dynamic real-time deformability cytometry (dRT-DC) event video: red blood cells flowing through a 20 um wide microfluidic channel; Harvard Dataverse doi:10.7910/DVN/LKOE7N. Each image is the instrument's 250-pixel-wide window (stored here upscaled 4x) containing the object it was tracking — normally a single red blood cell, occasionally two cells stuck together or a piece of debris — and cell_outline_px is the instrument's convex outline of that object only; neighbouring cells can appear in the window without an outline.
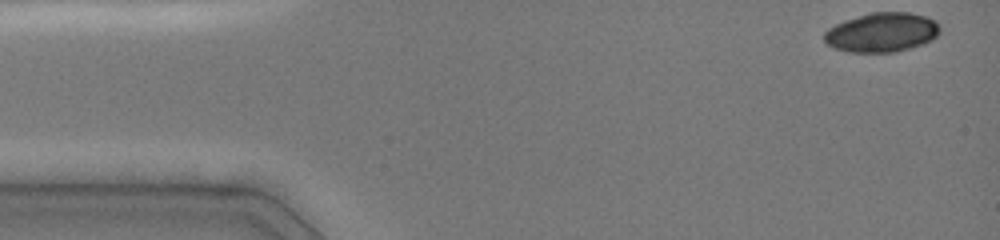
{"species": "common noctule bat (a hibernating species)", "species_latin": "Nyctalus noctula", "temperature_condition": "cold", "stored_images_in_passage": 50, "camera_frame_rate_fps": 3000, "um_per_image_px": 0.085, "animal": {"sex": "female", "body_mass_g": 19.0, "forearm_length_mm": 51.5}, "frame": {"image": 1, "passage_image": 1, "time_ms": 0.0, "image_size_px": [1000, 240], "cell_outline_px": [[940, 32], [932, 40], [924, 44], [896, 52], [848, 52], [832, 48], [824, 40], [824, 32], [828, 28], [844, 20], [872, 12], [908, 12], [924, 16], [936, 20], [940, 24]], "centroid_in_image_um": [74.97, 2.76], "position_along_channel_um": 10.0, "area_um2": 26.76}}
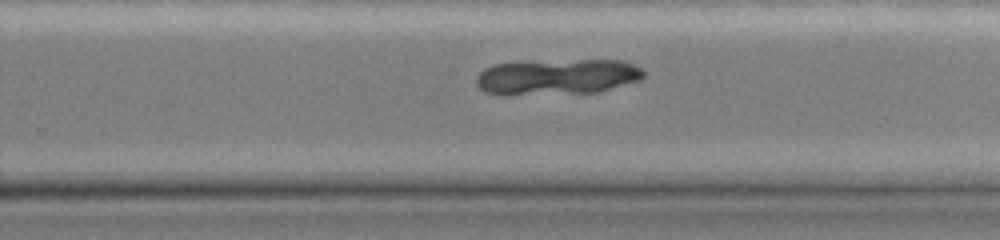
{"frame": {"image": 2, "passage_image": 42, "time_ms": 9.333, "image_size_px": [1000, 240], "cell_outline_px": [[644, 76], [640, 80], [596, 92], [508, 96], [504, 96], [484, 92], [476, 84], [476, 76], [484, 68], [496, 64], [580, 60], [624, 60], [640, 68], [644, 72]], "centroid_in_image_um": [47.32, 6.56], "position_along_channel_um": 282.5, "area_um2": 34.8}}
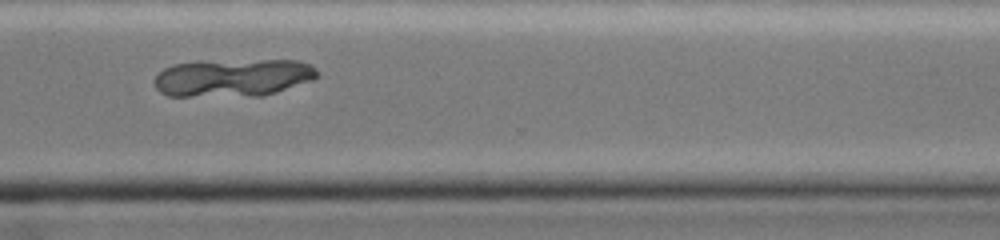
{"frame": {"image": 3, "passage_image": 49, "time_ms": 11.0, "image_size_px": [1000, 240], "cell_outline_px": [[316, 76], [312, 80], [264, 96], [168, 96], [160, 92], [156, 88], [156, 76], [164, 68], [172, 64], [260, 60], [300, 60], [312, 64], [316, 68]], "centroid_in_image_um": [19.84, 6.62], "position_along_channel_um": 350.8, "area_um2": 35.37}}